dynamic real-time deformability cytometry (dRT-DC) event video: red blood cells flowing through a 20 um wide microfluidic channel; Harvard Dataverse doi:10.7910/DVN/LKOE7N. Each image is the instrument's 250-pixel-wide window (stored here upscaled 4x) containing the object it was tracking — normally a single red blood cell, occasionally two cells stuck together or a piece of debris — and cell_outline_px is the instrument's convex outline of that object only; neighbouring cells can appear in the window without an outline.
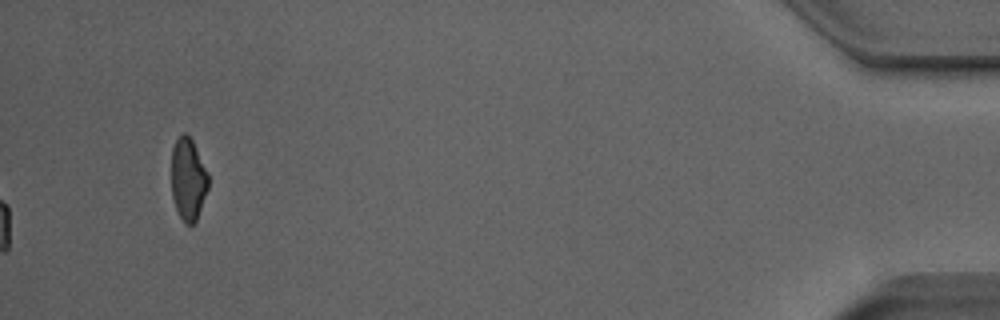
{"species": "Egyptian fruit bat (a non-hibernating species)", "species_latin": "Rousettus aegyptiacus", "temperature_condition": "room temperature", "stored_images_in_passage": 50, "camera_frame_rate_fps": 3000, "um_per_image_px": 0.085, "animal": {"sex": "male"}, "frame": {"image": 1, "passage_image": 50, "time_ms": 16.333, "image_size_px": [1000, 320], "cell_outline_px": [[208, 188], [196, 220], [192, 224], [184, 224], [176, 208], [172, 196], [172, 148], [176, 140], [184, 132], [192, 140], [208, 172]], "centroid_in_image_um": [15.99, 15.23], "position_along_channel_um": 419.2, "area_um2": 17.46}, "authors_computed_cell_mechanics": {"area_um2": 18.9584, "velocity_mm_per_s": 3.9658, "shape_relaxation_time_tau1_ms": 4.9916, "shape_relaxation_time_tau2_ms": 1.3732, "deformation_change_tau1": 0.1228, "deformation_change_tau2": 0.0556}}